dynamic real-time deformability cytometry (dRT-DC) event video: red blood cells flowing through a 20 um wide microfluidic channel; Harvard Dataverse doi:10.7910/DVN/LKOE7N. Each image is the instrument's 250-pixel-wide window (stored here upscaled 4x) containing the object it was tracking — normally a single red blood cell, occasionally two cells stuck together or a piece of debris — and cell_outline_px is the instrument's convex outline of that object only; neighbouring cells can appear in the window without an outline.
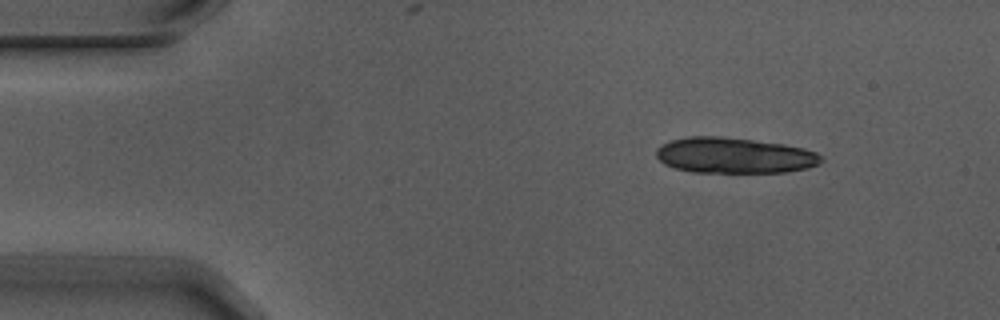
{"species": "Egyptian fruit bat (a non-hibernating species)", "species_latin": "Rousettus aegyptiacus", "temperature_condition": "warm", "stored_images_in_passage": 4, "segment_of_instrument_passage": [1, 2], "camera_frame_rate_fps": 3000, "um_per_image_px": 0.085, "animal": {"sex": "male"}, "frame": {"image": 1, "passage_image": 1, "time_ms": 0.0, "image_size_px": [1000, 320], "cell_outline_px": [[824, 160], [820, 164], [808, 168], [788, 172], [692, 172], [676, 168], [664, 164], [656, 156], [656, 148], [672, 140], [688, 136], [720, 136], [752, 140], [780, 144], [804, 148], [816, 152]], "centroid_in_image_um": [62.42, 13.22], "position_along_channel_um": 22.6, "area_um2": 34.22}}